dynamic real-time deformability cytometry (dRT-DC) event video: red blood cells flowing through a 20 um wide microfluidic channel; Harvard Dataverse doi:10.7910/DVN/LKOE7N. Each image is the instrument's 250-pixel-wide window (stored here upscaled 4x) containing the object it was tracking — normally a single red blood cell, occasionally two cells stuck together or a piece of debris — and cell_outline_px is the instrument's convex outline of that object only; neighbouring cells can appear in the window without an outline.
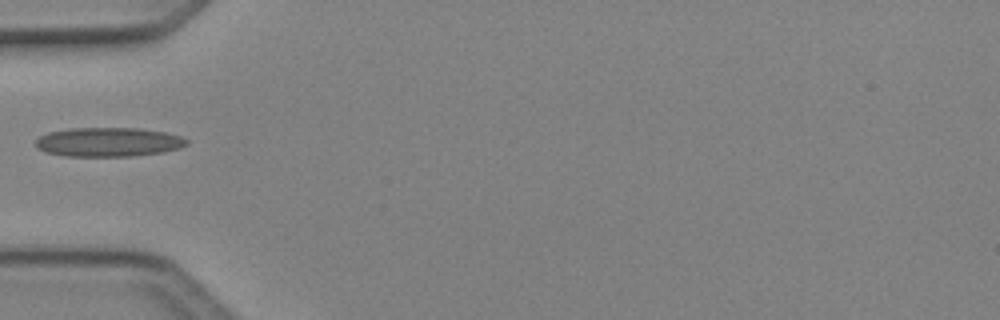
{"species": "Egyptian fruit bat (a non-hibernating species)", "species_latin": "Rousettus aegyptiacus", "temperature_condition": "cold", "stored_images_in_passage": 1, "camera_frame_rate_fps": 3000, "um_per_image_px": 0.085, "animal": {"sex": "female"}, "frame": {"image": 1, "passage_image": 1, "time_ms": 0.0, "image_size_px": [1000, 320], "cell_outline_px": [[188, 144], [180, 148], [164, 152], [132, 156], [68, 156], [44, 152], [36, 144], [36, 140], [40, 136], [48, 132], [68, 128], [140, 128], [164, 132], [180, 136], [188, 140]], "centroid_in_image_um": [9.23, 12.07], "position_along_channel_um": 75.8, "area_um2": 25.66}}